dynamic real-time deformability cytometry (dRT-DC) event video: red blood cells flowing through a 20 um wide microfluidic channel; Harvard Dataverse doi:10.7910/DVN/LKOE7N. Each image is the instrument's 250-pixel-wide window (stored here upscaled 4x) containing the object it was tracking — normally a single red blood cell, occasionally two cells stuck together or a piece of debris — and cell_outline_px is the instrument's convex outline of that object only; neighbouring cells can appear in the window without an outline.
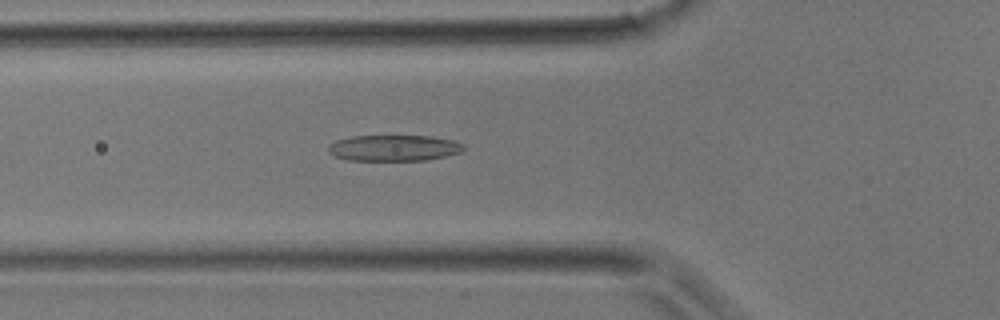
{"species": "common noctule bat (a hibernating species)", "species_latin": "Nyctalus noctula", "temperature_condition": "room temperature", "stored_images_in_passage": 23, "camera_frame_rate_fps": 3000, "um_per_image_px": 0.085, "animal": {"sex": "male", "body_mass_g": 17.9}, "frame": {"image": 1, "passage_image": 4, "time_ms": 1.0, "image_size_px": [1000, 320], "cell_outline_px": [[464, 148], [460, 152], [428, 160], [348, 160], [336, 156], [328, 152], [328, 144], [336, 140], [352, 136], [432, 136], [452, 140], [464, 144]], "centroid_in_image_um": [33.46, 12.57], "position_along_channel_um": 92.3, "area_um2": 20.46}}
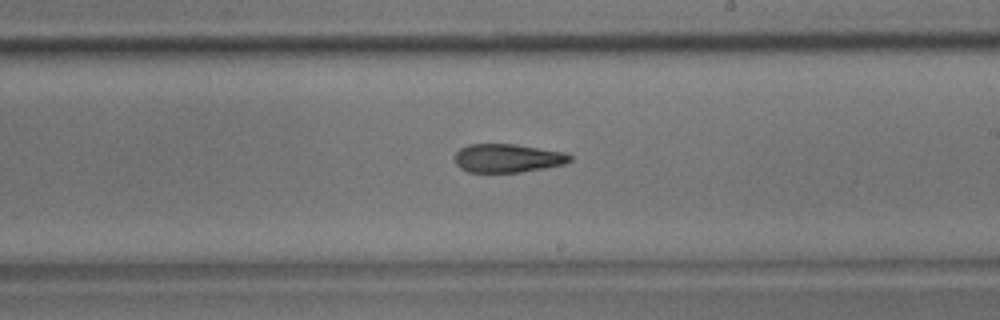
{"frame": {"image": 2, "passage_image": 13, "time_ms": 4.0, "image_size_px": [1000, 320], "cell_outline_px": [[572, 160], [564, 164], [544, 168], [520, 172], [468, 172], [460, 168], [456, 164], [456, 152], [460, 148], [468, 144], [516, 144], [568, 152], [572, 156]], "centroid_in_image_um": [43.19, 13.43], "position_along_channel_um": 245.8, "area_um2": 19.31}}
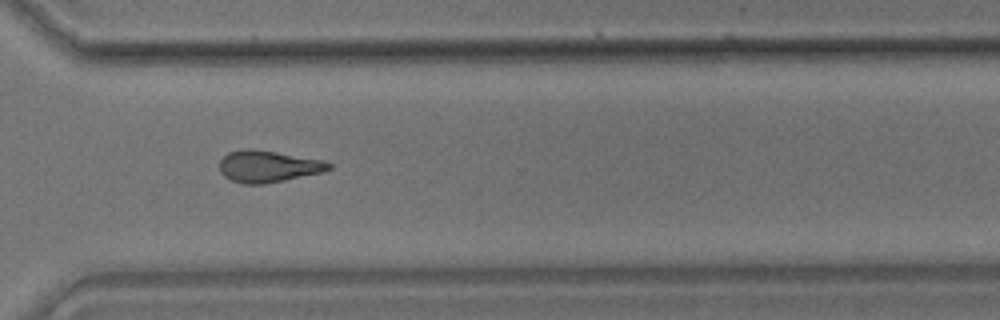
{"frame": {"image": 3, "passage_image": 19, "time_ms": 6.0, "image_size_px": [1000, 320], "cell_outline_px": [[332, 168], [320, 172], [284, 180], [264, 184], [244, 184], [232, 180], [224, 176], [220, 172], [220, 160], [228, 152], [244, 148], [252, 148], [324, 160], [332, 164]], "centroid_in_image_um": [22.76, 14.13], "position_along_channel_um": 347.8, "area_um2": 20.11}}